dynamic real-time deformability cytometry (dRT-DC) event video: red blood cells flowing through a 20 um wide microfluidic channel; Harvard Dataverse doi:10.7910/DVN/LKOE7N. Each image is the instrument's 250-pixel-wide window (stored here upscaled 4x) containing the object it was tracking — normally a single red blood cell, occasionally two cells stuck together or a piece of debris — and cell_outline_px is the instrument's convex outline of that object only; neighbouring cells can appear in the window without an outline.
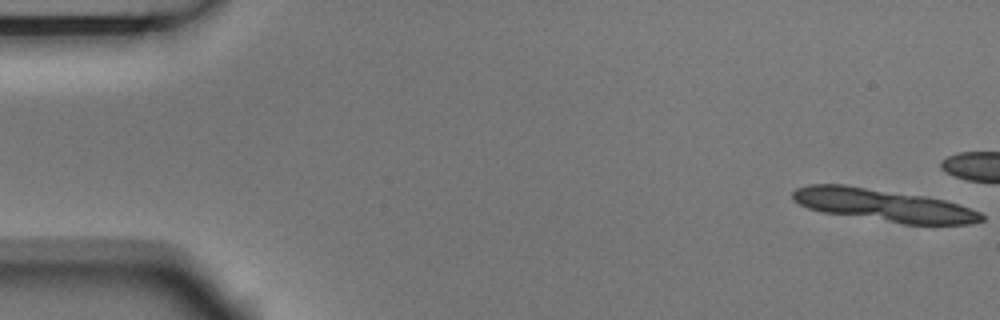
{"species": "Egyptian fruit bat (a non-hibernating species)", "species_latin": "Rousettus aegyptiacus", "temperature_condition": "room temperature", "stored_images_in_passage": 5, "camera_frame_rate_fps": 3000, "um_per_image_px": 0.085, "animal": {"sex": "male"}, "frame": {"image": 1, "passage_image": 1, "time_ms": 0.0, "image_size_px": [1000, 320], "cell_outline_px": [[984, 220], [968, 224], [904, 224], [824, 212], [808, 208], [792, 200], [792, 192], [796, 188], [808, 184], [844, 184], [928, 196], [944, 200], [980, 212], [984, 216]], "centroid_in_image_um": [75.06, 17.43], "position_along_channel_um": 9.9, "area_um2": 35.66}}